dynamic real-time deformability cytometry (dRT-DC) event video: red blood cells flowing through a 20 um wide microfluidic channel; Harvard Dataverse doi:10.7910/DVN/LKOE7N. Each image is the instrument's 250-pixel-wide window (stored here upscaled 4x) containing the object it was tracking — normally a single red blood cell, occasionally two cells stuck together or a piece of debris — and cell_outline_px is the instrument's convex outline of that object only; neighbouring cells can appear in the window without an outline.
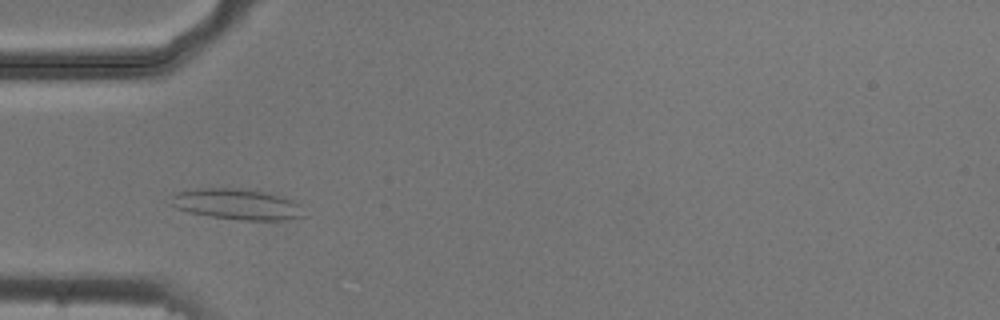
{"species": "common noctule bat (a hibernating species)", "species_latin": "Nyctalus noctula", "temperature_condition": "cold", "stored_images_in_passage": 44, "camera_frame_rate_fps": 3000, "um_per_image_px": 0.085, "animal": {"sex": "male", "body_mass_g": 20.5, "forearm_length_mm": 52.5}, "frame": {"image": 1, "passage_image": 7, "time_ms": 2.0, "image_size_px": [1000, 320], "cell_outline_px": [[304, 216], [284, 220], [240, 220], [208, 216], [188, 212], [176, 208], [168, 204], [172, 192], [196, 188], [236, 188], [280, 192], [300, 204]], "centroid_in_image_um": [20.13, 17.33], "position_along_channel_um": 64.9, "area_um2": 24.8}}
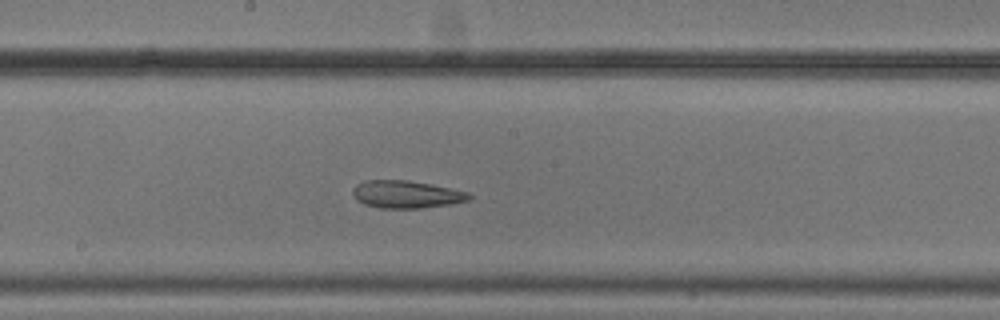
{"frame": {"image": 2, "passage_image": 19, "time_ms": 6.0, "image_size_px": [1000, 320], "cell_outline_px": [[472, 196], [468, 200], [452, 204], [420, 208], [380, 208], [364, 204], [356, 200], [352, 192], [356, 184], [364, 180], [408, 180], [468, 192]], "centroid_in_image_um": [34.5, 16.52], "position_along_channel_um": 213.7, "area_um2": 18.55}}
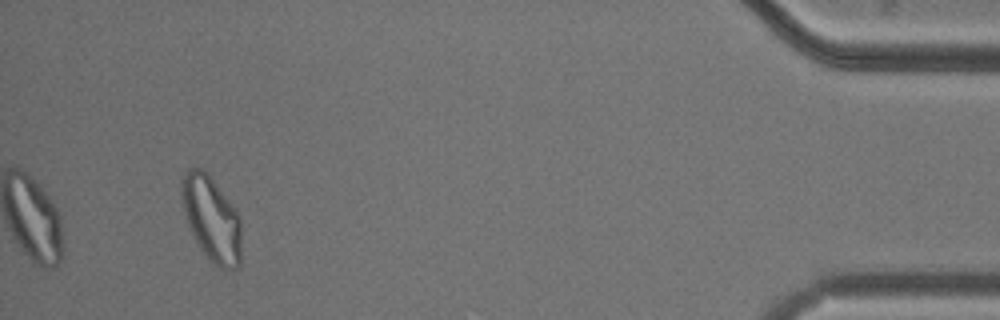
{"frame": {"image": 3, "passage_image": 41, "time_ms": 13.333, "image_size_px": [1000, 320], "cell_outline_px": [[240, 264], [236, 268], [224, 272], [212, 264], [208, 260], [200, 248], [188, 224], [184, 212], [180, 192], [180, 180], [184, 172], [188, 168], [200, 168], [212, 180], [240, 216]], "centroid_in_image_um": [17.96, 18.65], "position_along_channel_um": 417.2, "area_um2": 29.48}, "authors_computed_cell_mechanics": {"area_um2": 22.253, "velocity_mm_per_s": 3.7269, "shape_relaxation_time_tau1_ms": null, "shape_relaxation_time_tau2_ms": 4.1905, "deformation_change_tau1": null, "deformation_change_tau2": 0.1281}}